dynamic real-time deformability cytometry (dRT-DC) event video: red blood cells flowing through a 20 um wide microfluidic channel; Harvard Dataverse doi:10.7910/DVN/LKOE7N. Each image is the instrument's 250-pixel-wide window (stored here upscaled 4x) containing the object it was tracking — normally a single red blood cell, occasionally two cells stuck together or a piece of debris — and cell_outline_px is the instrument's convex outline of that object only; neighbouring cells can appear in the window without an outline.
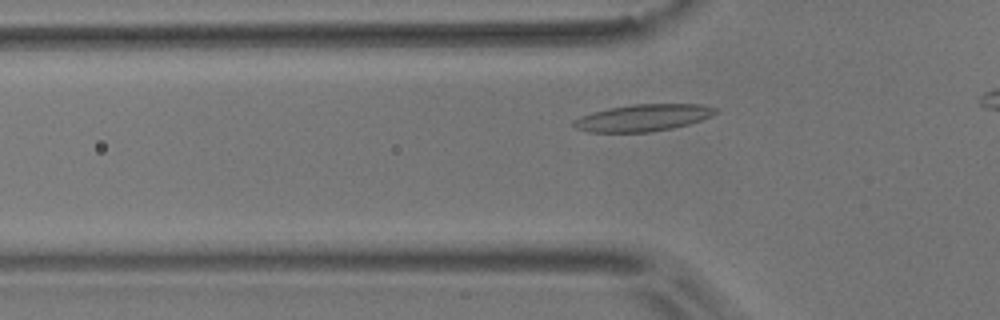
{"species": "common noctule bat (a hibernating species)", "species_latin": "Nyctalus noctula", "temperature_condition": "room temperature", "stored_images_in_passage": 40, "camera_frame_rate_fps": 3000, "um_per_image_px": 0.085, "animal": {"sex": "male", "body_mass_g": 17.9}, "frame": {"image": 1, "passage_image": 12, "time_ms": 3.667, "image_size_px": [1000, 320], "cell_outline_px": [[720, 112], [712, 116], [688, 124], [672, 128], [648, 132], [588, 132], [576, 128], [572, 124], [572, 120], [580, 116], [592, 112], [608, 108], [632, 104], [700, 104], [716, 108]], "centroid_in_image_um": [54.64, 10.0], "position_along_channel_um": 71.2, "area_um2": 22.31}}
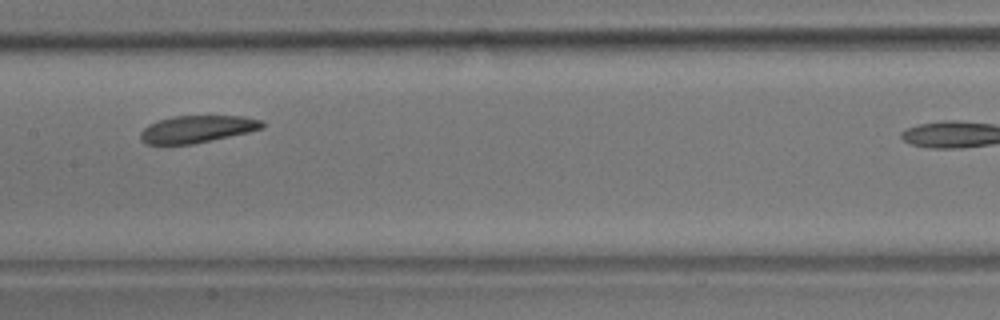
{"frame": {"image": 2, "passage_image": 22, "time_ms": 7.0, "image_size_px": [1000, 320], "cell_outline_px": [[264, 128], [248, 132], [212, 140], [192, 144], [144, 144], [140, 140], [140, 132], [148, 124], [172, 116], [244, 116], [260, 120], [264, 124]], "centroid_in_image_um": [16.73, 10.97], "position_along_channel_um": 190.7, "area_um2": 19.25}}
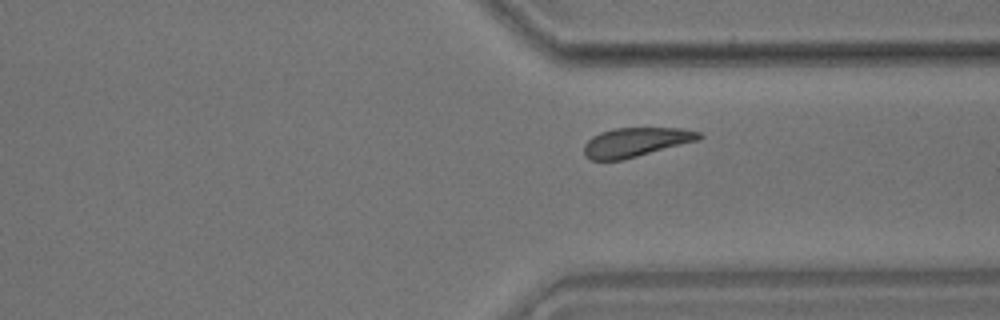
{"frame": {"image": 3, "passage_image": 36, "time_ms": 11.667, "image_size_px": [1000, 320], "cell_outline_px": [[704, 136], [700, 140], [624, 160], [592, 160], [584, 156], [584, 144], [592, 136], [600, 132], [616, 128], [680, 128], [700, 132]], "centroid_in_image_um": [54.06, 12.09], "position_along_channel_um": 357.3, "area_um2": 19.77}}